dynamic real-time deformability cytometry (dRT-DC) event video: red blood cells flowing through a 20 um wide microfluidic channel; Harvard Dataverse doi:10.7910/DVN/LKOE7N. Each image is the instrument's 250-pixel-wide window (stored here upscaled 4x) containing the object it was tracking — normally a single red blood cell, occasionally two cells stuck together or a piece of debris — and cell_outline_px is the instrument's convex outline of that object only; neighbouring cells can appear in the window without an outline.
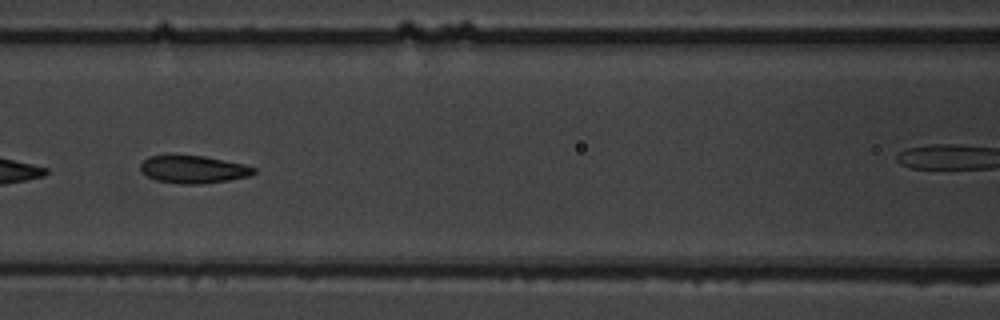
{"species": "common noctule bat (a hibernating species)", "species_latin": "Nyctalus noctula", "temperature_condition": "warm", "stored_images_in_passage": 33, "camera_frame_rate_fps": 3000, "um_per_image_px": 0.085, "animal": {"sex": "male", "body_mass_g": 19.5, "forearm_length_mm": 54.6}, "frame": {"image": 1, "passage_image": 24, "time_ms": 7.667, "image_size_px": [1000, 320], "cell_outline_px": [[256, 172], [248, 176], [228, 180], [200, 184], [184, 184], [156, 180], [140, 172], [140, 164], [148, 156], [204, 156], [244, 164], [256, 168]], "centroid_in_image_um": [16.43, 14.4], "position_along_channel_um": 150.2, "area_um2": 18.03}}